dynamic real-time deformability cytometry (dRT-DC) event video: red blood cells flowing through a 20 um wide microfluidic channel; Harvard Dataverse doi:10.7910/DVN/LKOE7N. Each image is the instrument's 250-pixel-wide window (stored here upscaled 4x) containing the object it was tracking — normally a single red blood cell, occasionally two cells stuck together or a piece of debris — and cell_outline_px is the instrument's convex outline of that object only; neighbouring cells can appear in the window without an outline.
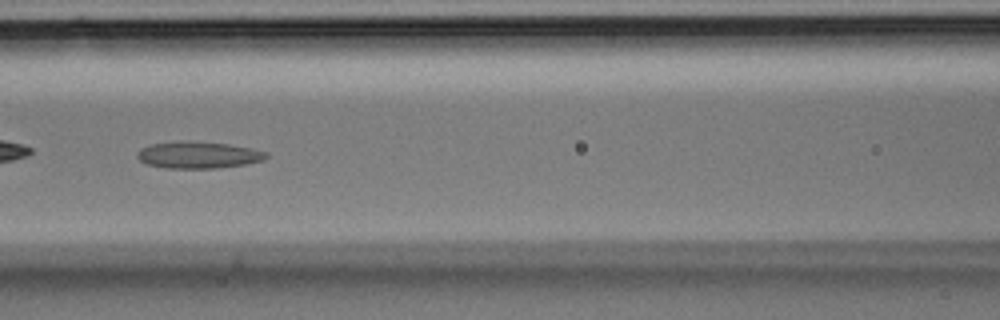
{"species": "Egyptian fruit bat (a non-hibernating species)", "species_latin": "Rousettus aegyptiacus", "temperature_condition": "room temperature", "stored_images_in_passage": 36, "camera_frame_rate_fps": 3000, "um_per_image_px": 0.085, "animal": {"sex": "male"}, "frame": {"image": 1, "passage_image": 16, "time_ms": 5.0, "image_size_px": [1000, 320], "cell_outline_px": [[268, 156], [264, 160], [244, 164], [216, 168], [164, 168], [144, 164], [136, 156], [136, 152], [140, 148], [152, 144], [188, 140], [228, 144], [268, 152]], "centroid_in_image_um": [16.8, 13.17], "position_along_channel_um": 149.8, "area_um2": 20.17}}
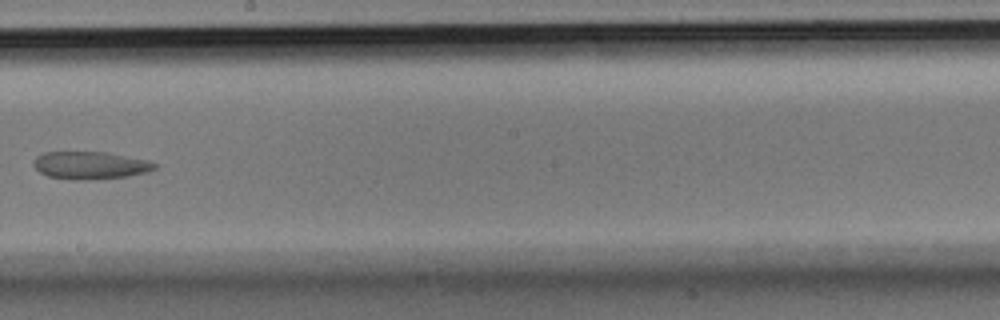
{"frame": {"image": 2, "passage_image": 21, "time_ms": 6.667, "image_size_px": [1000, 320], "cell_outline_px": [[156, 168], [148, 172], [128, 176], [88, 180], [76, 180], [48, 176], [40, 172], [32, 164], [36, 156], [44, 152], [108, 152], [148, 160], [156, 164]], "centroid_in_image_um": [7.68, 14.05], "position_along_channel_um": 240.5, "area_um2": 19.54}}